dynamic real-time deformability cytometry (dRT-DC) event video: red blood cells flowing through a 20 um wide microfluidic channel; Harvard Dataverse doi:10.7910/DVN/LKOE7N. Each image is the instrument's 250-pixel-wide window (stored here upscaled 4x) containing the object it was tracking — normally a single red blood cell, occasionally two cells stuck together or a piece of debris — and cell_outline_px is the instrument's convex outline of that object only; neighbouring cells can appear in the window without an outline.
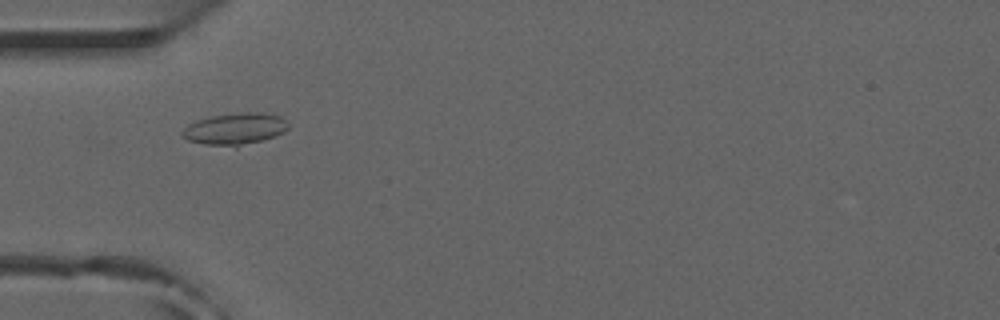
{"species": "common noctule bat (a hibernating species)", "species_latin": "Nyctalus noctula", "temperature_condition": "room temperature", "stored_images_in_passage": 43, "camera_frame_rate_fps": 3000, "um_per_image_px": 0.085, "animal": {"sex": "male", "forearm_length_mm": 52.5}, "frame": {"image": 1, "passage_image": 7, "time_ms": 2.0, "image_size_px": [1000, 320], "cell_outline_px": [[288, 128], [284, 132], [276, 136], [236, 148], [204, 144], [188, 140], [180, 136], [180, 132], [188, 124], [196, 120], [212, 116], [240, 112], [260, 112], [280, 116], [288, 120]], "centroid_in_image_um": [19.97, 10.97], "position_along_channel_um": 65.0, "area_um2": 20.06}}
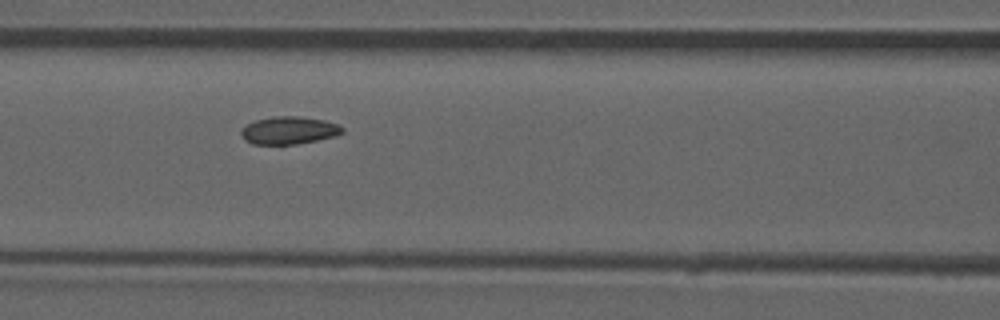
{"frame": {"image": 2, "passage_image": 13, "time_ms": 4.0, "image_size_px": [1000, 320], "cell_outline_px": [[344, 132], [336, 136], [280, 148], [252, 144], [244, 140], [240, 136], [240, 132], [248, 124], [256, 120], [272, 116], [300, 116], [324, 120], [336, 124], [344, 128]], "centroid_in_image_um": [24.52, 11.13], "position_along_channel_um": 142.1, "area_um2": 17.05}, "authors_computed_cell_mechanics": {"area_um2": 16.2996, "velocity_mm_per_s": 3.8887, "shape_relaxation_time_tau1_ms": null, "shape_relaxation_time_tau2_ms": 9.3295, "deformation_change_tau1": null, "deformation_change_tau2": 0.1341}}